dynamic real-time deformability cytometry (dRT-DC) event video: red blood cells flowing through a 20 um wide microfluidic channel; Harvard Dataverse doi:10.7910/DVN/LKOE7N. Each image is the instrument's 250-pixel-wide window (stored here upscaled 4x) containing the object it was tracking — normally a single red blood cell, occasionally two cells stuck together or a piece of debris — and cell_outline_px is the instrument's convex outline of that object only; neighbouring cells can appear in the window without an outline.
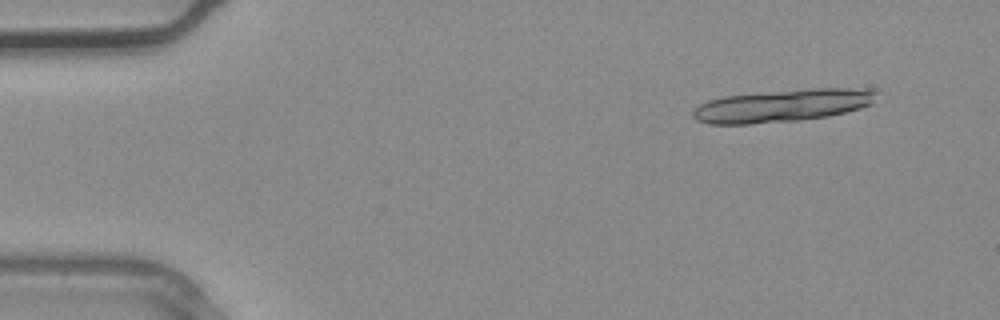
{"species": "common noctule bat (a hibernating species)", "species_latin": "Nyctalus noctula", "temperature_condition": "warm", "stored_images_in_passage": 4, "segment_of_instrument_passage": [1, 2], "camera_frame_rate_fps": 3000, "um_per_image_px": 0.085, "animal": {"sex": "male", "body_mass_g": 20.4}, "frame": {"image": 1, "passage_image": 1, "time_ms": 0.0, "image_size_px": [1000, 320], "cell_outline_px": [[880, 92], [872, 104], [860, 108], [828, 116], [796, 120], [748, 124], [708, 124], [696, 120], [692, 116], [692, 112], [700, 104], [708, 100], [724, 96], [808, 88], [872, 88]], "centroid_in_image_um": [66.55, 8.96], "position_along_channel_um": 18.4, "area_um2": 34.97}}